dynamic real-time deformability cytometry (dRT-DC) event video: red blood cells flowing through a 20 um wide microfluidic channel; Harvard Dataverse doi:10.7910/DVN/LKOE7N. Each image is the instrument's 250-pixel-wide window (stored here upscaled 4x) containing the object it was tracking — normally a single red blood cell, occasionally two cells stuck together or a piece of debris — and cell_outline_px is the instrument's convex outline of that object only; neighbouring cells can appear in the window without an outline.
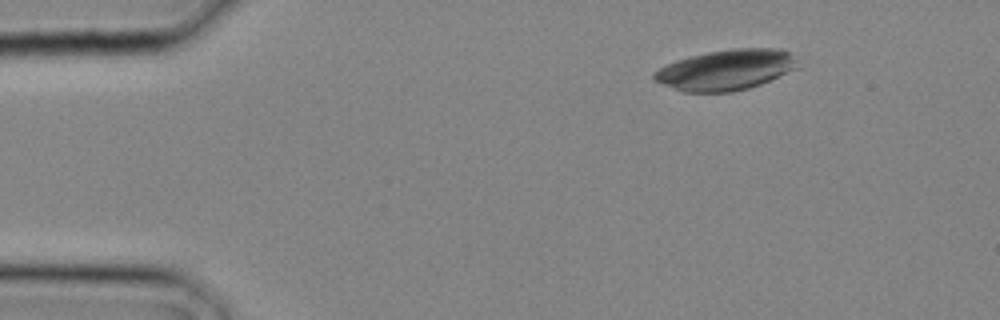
{"species": "common noctule bat (a hibernating species)", "species_latin": "Nyctalus noctula", "temperature_condition": "cold", "stored_images_in_passage": 13, "camera_frame_rate_fps": 3000, "um_per_image_px": 0.085, "animal": {"sex": "male", "body_mass_g": 20.4}, "frame": {"image": 1, "passage_image": 1, "time_ms": 0.0, "image_size_px": [1000, 320], "cell_outline_px": [[800, 68], [760, 84], [748, 88], [732, 92], [684, 92], [652, 80], [652, 72], [676, 60], [708, 52], [732, 48], [784, 48], [796, 60]], "centroid_in_image_um": [61.72, 5.93], "position_along_channel_um": 23.3, "area_um2": 33.99}}
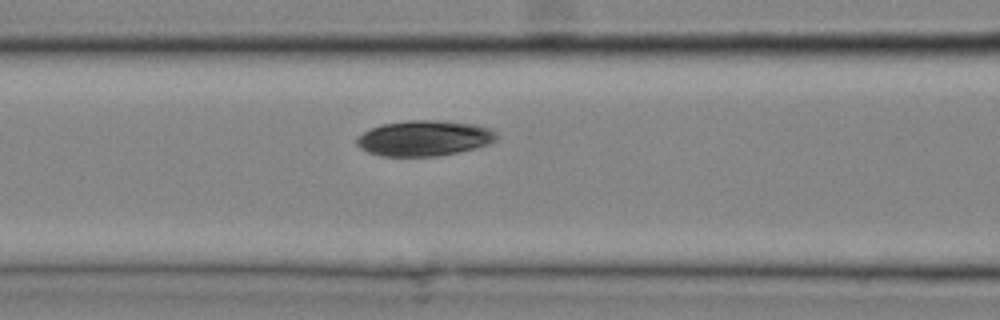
{"frame": {"image": 2, "passage_image": 9, "time_ms": 2.667, "image_size_px": [1000, 320], "cell_outline_px": [[496, 140], [488, 144], [476, 148], [460, 152], [436, 156], [380, 156], [368, 152], [360, 148], [356, 144], [356, 136], [372, 128], [384, 124], [412, 120], [432, 120], [472, 124], [488, 128], [496, 132]], "centroid_in_image_um": [36.03, 11.76], "position_along_channel_um": 130.6, "area_um2": 28.73}}
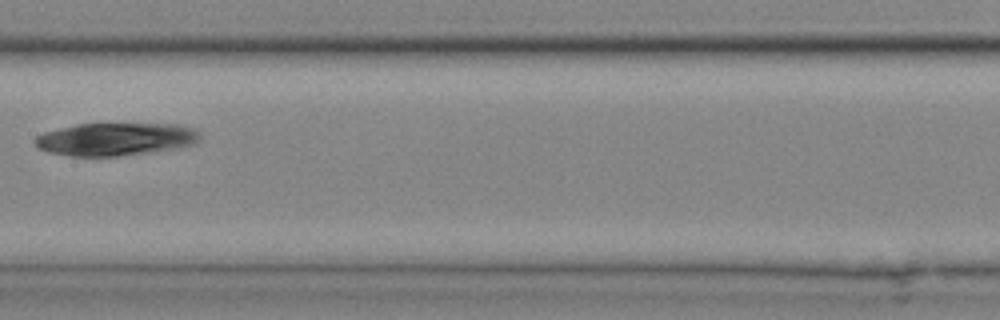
{"frame": {"image": 3, "passage_image": 12, "time_ms": 3.667, "image_size_px": [1000, 320], "cell_outline_px": [[200, 140], [196, 144], [180, 148], [120, 156], [68, 156], [48, 152], [36, 148], [36, 136], [44, 132], [60, 128], [80, 124], [176, 124], [196, 128], [200, 132]], "centroid_in_image_um": [9.88, 11.83], "position_along_channel_um": 197.5, "area_um2": 31.79}}